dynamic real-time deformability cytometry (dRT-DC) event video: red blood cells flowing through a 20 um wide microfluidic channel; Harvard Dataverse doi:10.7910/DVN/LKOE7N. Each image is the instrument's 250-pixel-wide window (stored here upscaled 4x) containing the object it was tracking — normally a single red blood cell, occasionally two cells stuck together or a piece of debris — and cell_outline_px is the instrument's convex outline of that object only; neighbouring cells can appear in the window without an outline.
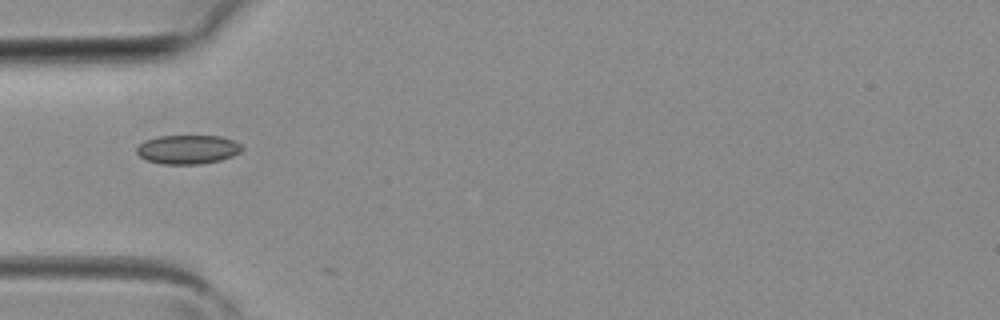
{"species": "common noctule bat (a hibernating species)", "species_latin": "Nyctalus noctula", "temperature_condition": "room temperature", "stored_images_in_passage": 4, "camera_frame_rate_fps": 3000, "um_per_image_px": 0.085, "animal": {"sex": "female", "body_mass_g": 19.3, "forearm_length_mm": 54.1}, "frame": {"image": 1, "passage_image": 4, "time_ms": 1.0, "image_size_px": [1000, 320], "cell_outline_px": [[244, 148], [240, 152], [232, 156], [220, 160], [200, 164], [160, 164], [148, 160], [140, 156], [136, 152], [136, 148], [144, 140], [156, 136], [220, 136], [232, 140], [240, 144]], "centroid_in_image_um": [15.95, 12.7], "position_along_channel_um": 69.1, "area_um2": 17.8}}